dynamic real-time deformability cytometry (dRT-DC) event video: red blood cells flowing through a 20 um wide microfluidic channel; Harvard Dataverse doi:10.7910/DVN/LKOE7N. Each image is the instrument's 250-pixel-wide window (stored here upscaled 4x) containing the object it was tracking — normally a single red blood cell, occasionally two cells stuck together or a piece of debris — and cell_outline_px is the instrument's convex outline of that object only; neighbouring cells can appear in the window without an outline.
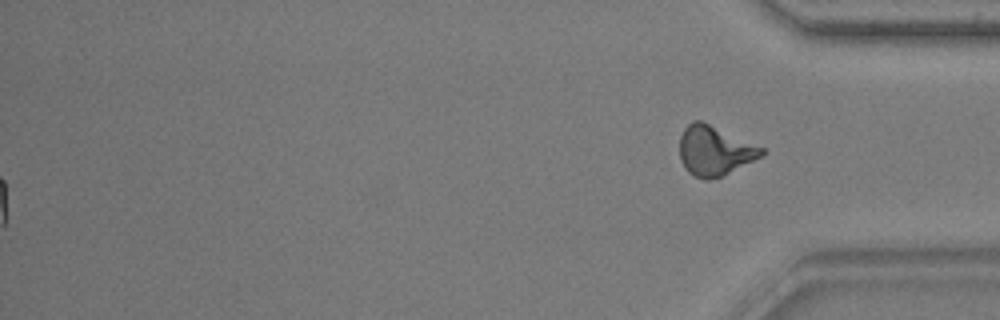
{"species": "common noctule bat (a hibernating species)", "species_latin": "Nyctalus noctula", "temperature_condition": "warm", "stored_images_in_passage": 40, "segment_of_instrument_passage": [2, 2], "camera_frame_rate_fps": 3000, "um_per_image_px": 0.085, "animal": {"sex": "male", "body_mass_g": 17.9, "forearm_length_mm": 54.2}, "frame": {"image": 1, "passage_image": 40, "time_ms": 13.0, "image_size_px": [1000, 320], "cell_outline_px": [[764, 152], [760, 156], [720, 176], [708, 180], [704, 180], [692, 176], [684, 168], [680, 160], [680, 136], [684, 128], [692, 120], [700, 120], [764, 148]], "centroid_in_image_um": [60.66, 12.81], "position_along_channel_um": 374.5, "area_um2": 23.29}}